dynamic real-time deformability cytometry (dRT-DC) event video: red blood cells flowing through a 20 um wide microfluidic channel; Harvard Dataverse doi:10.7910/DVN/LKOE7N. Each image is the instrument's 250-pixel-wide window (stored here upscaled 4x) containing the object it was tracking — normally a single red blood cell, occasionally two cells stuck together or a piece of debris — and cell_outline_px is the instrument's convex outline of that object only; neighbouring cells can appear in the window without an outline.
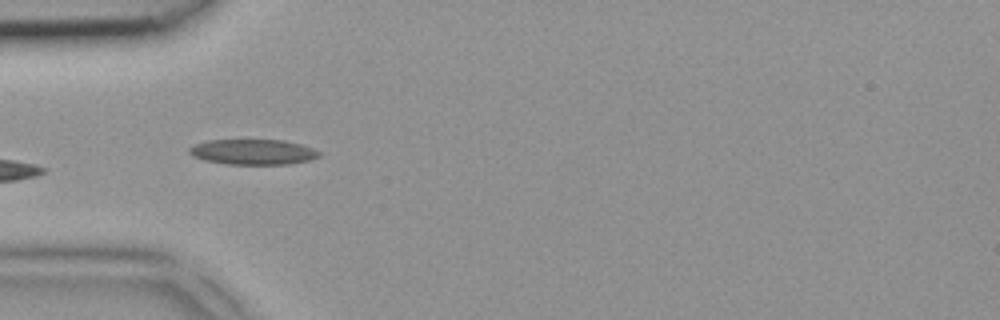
{"species": "common noctule bat (a hibernating species)", "species_latin": "Nyctalus noctula", "temperature_condition": "room temperature", "stored_images_in_passage": 5, "camera_frame_rate_fps": 3000, "um_per_image_px": 0.085, "animal": {"sex": "female", "body_mass_g": 18.4}, "frame": {"image": 1, "passage_image": 3, "time_ms": 0.667, "image_size_px": [1000, 320], "cell_outline_px": [[320, 156], [308, 160], [288, 164], [228, 164], [204, 160], [192, 156], [188, 152], [188, 148], [196, 144], [208, 140], [284, 140], [300, 144], [312, 148], [320, 152]], "centroid_in_image_um": [21.48, 12.91], "position_along_channel_um": 63.5, "area_um2": 19.07}}
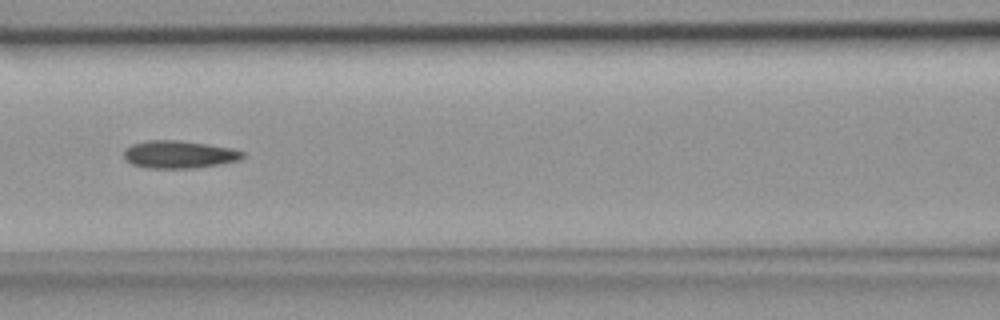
{"frame": {"image": 2, "passage_image": 5, "time_ms": 1.333, "image_size_px": [1000, 320], "cell_outline_px": [[244, 156], [240, 160], [220, 164], [196, 168], [148, 168], [132, 164], [124, 156], [124, 148], [132, 144], [148, 140], [180, 140], [208, 144], [232, 148], [244, 152]], "centroid_in_image_um": [15.23, 13.12], "position_along_channel_um": 151.4, "area_um2": 19.19}}